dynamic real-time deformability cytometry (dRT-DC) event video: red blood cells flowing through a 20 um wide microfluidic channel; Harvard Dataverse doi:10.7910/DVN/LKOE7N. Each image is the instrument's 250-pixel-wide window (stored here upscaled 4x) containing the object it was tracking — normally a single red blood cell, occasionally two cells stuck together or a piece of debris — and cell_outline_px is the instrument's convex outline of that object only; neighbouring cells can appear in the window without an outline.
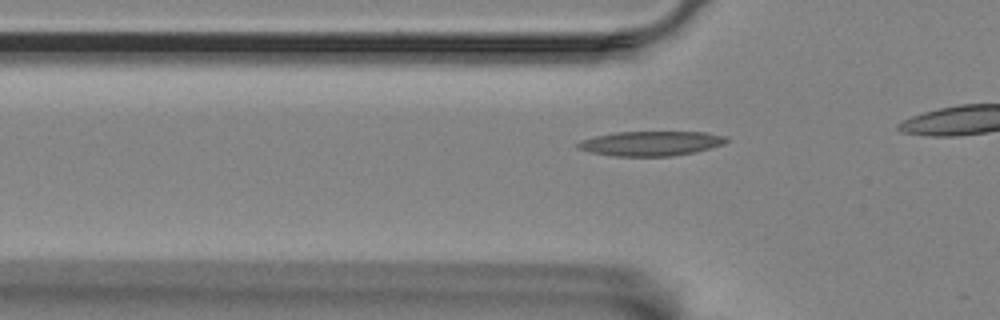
{"species": "Egyptian fruit bat (a non-hibernating species)", "species_latin": "Rousettus aegyptiacus", "temperature_condition": "room temperature", "stored_images_in_passage": 14, "camera_frame_rate_fps": 3000, "um_per_image_px": 0.085, "animal": {"sex": "female"}, "frame": {"image": 1, "passage_image": 4, "time_ms": 1.0, "image_size_px": [1000, 320], "cell_outline_px": [[728, 140], [724, 144], [692, 152], [672, 156], [616, 156], [588, 152], [576, 148], [576, 144], [580, 140], [596, 136], [616, 132], [704, 132], [728, 136]], "centroid_in_image_um": [55.29, 12.19], "position_along_channel_um": 70.5, "area_um2": 21.27}}
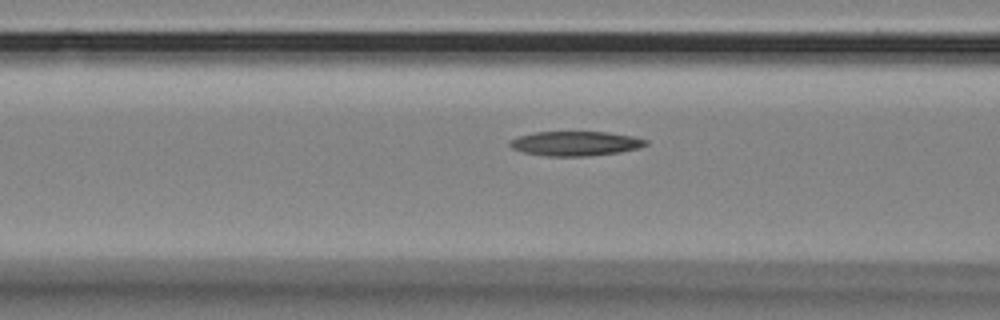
{"frame": {"image": 2, "passage_image": 8, "time_ms": 2.333, "image_size_px": [1000, 320], "cell_outline_px": [[648, 144], [640, 148], [620, 152], [584, 156], [548, 156], [524, 152], [512, 148], [508, 144], [508, 140], [520, 136], [536, 132], [608, 132], [636, 136], [648, 140]], "centroid_in_image_um": [48.95, 12.19], "position_along_channel_um": 117.6, "area_um2": 19.48}}
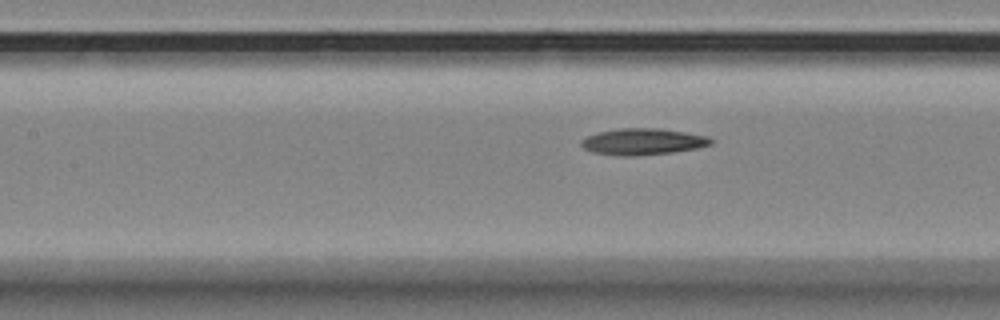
{"frame": {"image": 3, "passage_image": 11, "time_ms": 3.333, "image_size_px": [1000, 320], "cell_outline_px": [[712, 144], [696, 148], [672, 152], [636, 156], [620, 156], [592, 152], [584, 148], [580, 144], [580, 140], [596, 132], [620, 128], [660, 128], [708, 136], [712, 140]], "centroid_in_image_um": [54.6, 12.04], "position_along_channel_um": 152.8, "area_um2": 20.0}}